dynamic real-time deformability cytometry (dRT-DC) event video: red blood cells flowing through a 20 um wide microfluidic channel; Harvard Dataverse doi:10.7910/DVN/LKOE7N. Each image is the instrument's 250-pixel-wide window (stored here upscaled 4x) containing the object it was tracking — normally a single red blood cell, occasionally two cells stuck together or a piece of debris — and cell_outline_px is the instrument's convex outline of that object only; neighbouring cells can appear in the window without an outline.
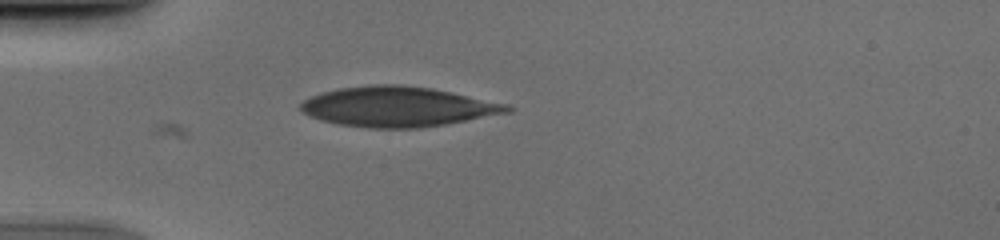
{"species": "human", "species_latin": "Homo sapiens", "temperature_condition": "cold", "stored_images_in_passage": 40, "camera_frame_rate_fps": 3000, "um_per_image_px": 0.085, "donor": {"sex": "male"}, "frame": {"image": 1, "passage_image": 4, "time_ms": 1.0, "image_size_px": [1000, 240], "cell_outline_px": [[516, 108], [512, 112], [444, 124], [420, 128], [372, 128], [340, 124], [320, 120], [304, 112], [300, 108], [300, 104], [304, 100], [320, 92], [336, 88], [372, 84], [400, 84], [432, 88], [452, 92], [508, 104]], "centroid_in_image_um": [33.83, 9.06], "position_along_channel_um": 51.2, "area_um2": 48.26}}
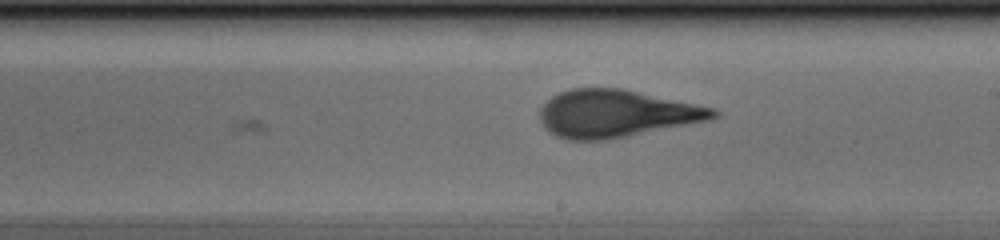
{"frame": {"image": 2, "passage_image": 19, "time_ms": 6.0, "image_size_px": [1000, 240], "cell_outline_px": [[720, 116], [712, 120], [608, 140], [568, 140], [556, 136], [548, 132], [544, 128], [540, 120], [540, 108], [552, 96], [560, 92], [572, 88], [620, 88], [712, 108], [720, 112]], "centroid_in_image_um": [52.36, 9.67], "position_along_channel_um": 236.6, "area_um2": 47.92}}
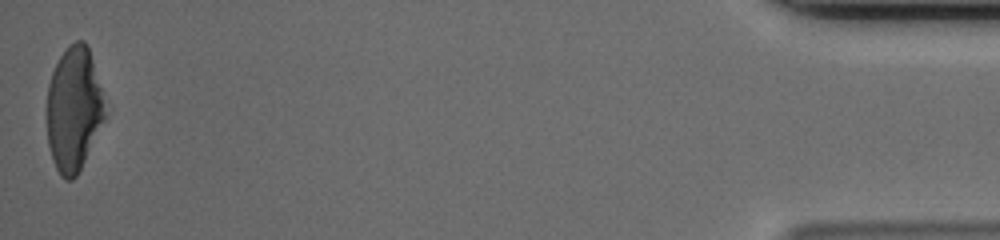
{"frame": {"image": 3, "passage_image": 40, "time_ms": 13.0, "image_size_px": [1000, 240], "cell_outline_px": [[104, 120], [76, 176], [72, 180], [64, 180], [60, 176], [52, 160], [48, 144], [48, 84], [52, 72], [60, 56], [76, 40], [84, 40], [88, 44], [100, 88], [104, 112]], "centroid_in_image_um": [6.25, 9.29], "position_along_channel_um": 429.0, "area_um2": 41.1}}